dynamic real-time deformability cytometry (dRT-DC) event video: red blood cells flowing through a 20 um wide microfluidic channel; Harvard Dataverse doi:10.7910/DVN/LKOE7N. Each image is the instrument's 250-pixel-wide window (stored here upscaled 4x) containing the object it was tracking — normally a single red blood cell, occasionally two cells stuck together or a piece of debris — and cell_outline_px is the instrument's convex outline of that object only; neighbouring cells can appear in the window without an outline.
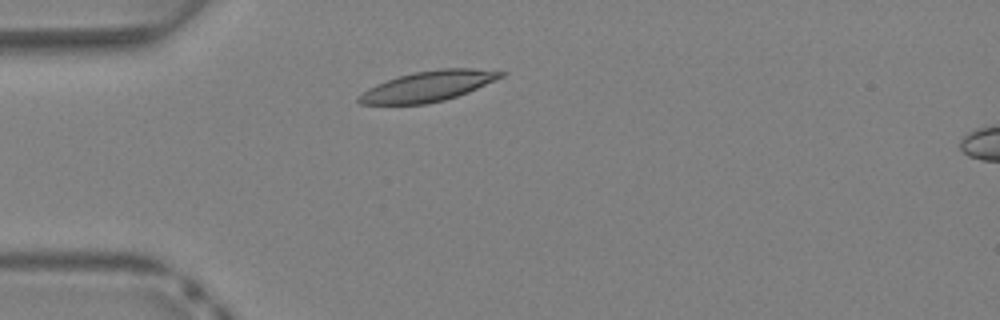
{"species": "Egyptian fruit bat (a non-hibernating species)", "species_latin": "Rousettus aegyptiacus", "temperature_condition": "warm", "stored_images_in_passage": 30, "camera_frame_rate_fps": 3000, "um_per_image_px": 0.085, "animal": {"sex": "female"}, "frame": {"image": 1, "passage_image": 1, "time_ms": 0.0, "image_size_px": [1000, 320], "cell_outline_px": [[508, 72], [504, 76], [496, 80], [468, 92], [444, 100], [428, 104], [360, 104], [356, 100], [356, 96], [368, 88], [376, 84], [396, 76], [412, 72], [440, 68], [472, 68]], "centroid_in_image_um": [36.37, 7.32], "position_along_channel_um": 48.6, "area_um2": 25.37}}
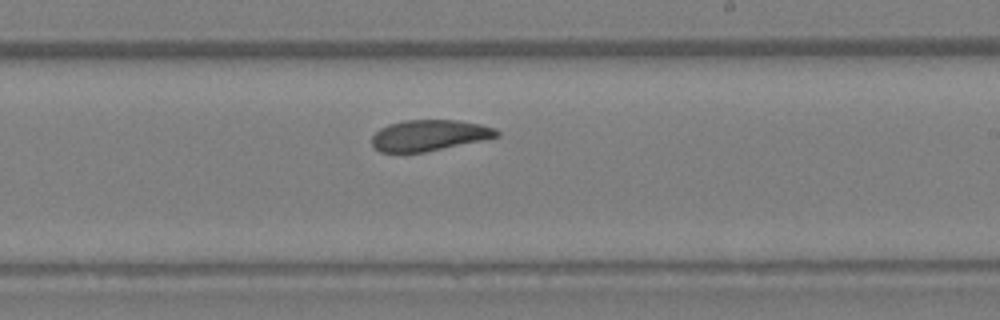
{"frame": {"image": 2, "passage_image": 14, "time_ms": 4.333, "image_size_px": [1000, 320], "cell_outline_px": [[500, 136], [484, 140], [424, 152], [380, 152], [372, 148], [372, 136], [380, 128], [388, 124], [404, 120], [456, 120], [480, 124], [496, 128], [500, 132]], "centroid_in_image_um": [36.48, 11.5], "position_along_channel_um": 252.5, "area_um2": 22.66}}
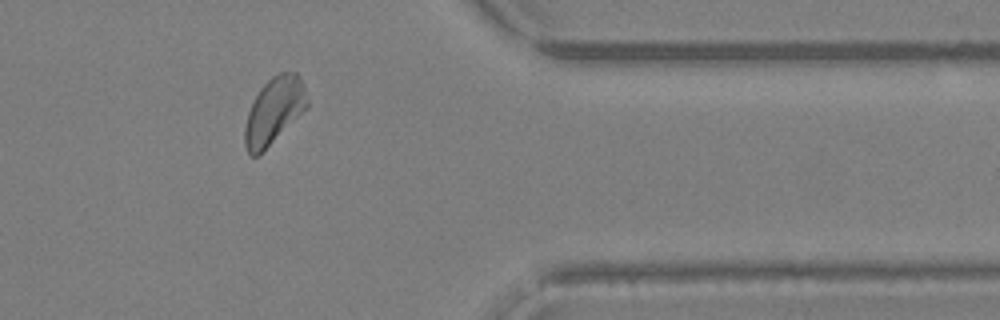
{"frame": {"image": 3, "passage_image": 23, "time_ms": 7.333, "image_size_px": [1000, 320], "cell_outline_px": [[308, 108], [256, 156], [252, 156], [248, 152], [244, 144], [244, 128], [248, 112], [260, 88], [272, 76], [280, 72], [296, 72], [304, 84], [308, 100]], "centroid_in_image_um": [23.31, 9.38], "position_along_channel_um": 388.1, "area_um2": 23.81}}